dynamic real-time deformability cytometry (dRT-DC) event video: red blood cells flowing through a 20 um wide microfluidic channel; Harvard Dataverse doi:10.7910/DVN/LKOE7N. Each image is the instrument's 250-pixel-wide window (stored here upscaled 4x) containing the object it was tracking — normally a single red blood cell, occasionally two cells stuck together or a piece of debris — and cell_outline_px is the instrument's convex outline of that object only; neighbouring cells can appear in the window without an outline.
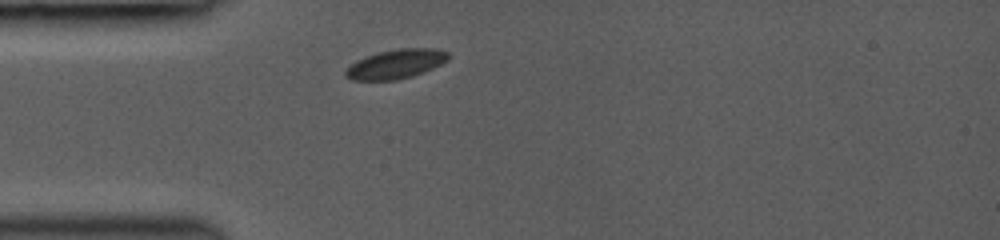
{"species": "common noctule bat (a hibernating species)", "species_latin": "Nyctalus noctula", "temperature_condition": "room temperature", "stored_images_in_passage": 3, "camera_frame_rate_fps": 3000, "um_per_image_px": 0.085, "animal": {"sex": "female", "body_mass_g": 19.0, "forearm_length_mm": 53.3}, "frame": {"image": 1, "passage_image": 1, "time_ms": 0.0, "image_size_px": [1000, 240], "cell_outline_px": [[448, 60], [424, 72], [412, 76], [396, 80], [352, 80], [344, 76], [344, 72], [356, 60], [376, 52], [396, 48], [436, 48], [448, 52]], "centroid_in_image_um": [33.64, 5.43], "position_along_channel_um": 51.4, "area_um2": 17.57}}
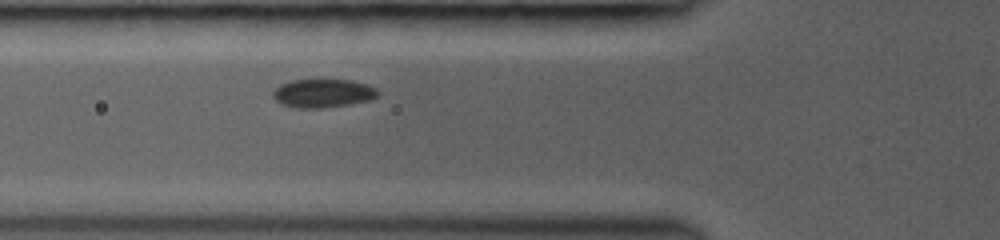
{"frame": {"image": 2, "passage_image": 3, "time_ms": 1.333, "image_size_px": [1000, 240], "cell_outline_px": [[380, 96], [372, 100], [348, 104], [320, 108], [296, 108], [280, 104], [272, 96], [272, 92], [280, 84], [292, 80], [352, 80], [368, 84], [376, 88], [380, 92]], "centroid_in_image_um": [27.48, 7.93], "position_along_channel_um": 98.3, "area_um2": 17.63}}